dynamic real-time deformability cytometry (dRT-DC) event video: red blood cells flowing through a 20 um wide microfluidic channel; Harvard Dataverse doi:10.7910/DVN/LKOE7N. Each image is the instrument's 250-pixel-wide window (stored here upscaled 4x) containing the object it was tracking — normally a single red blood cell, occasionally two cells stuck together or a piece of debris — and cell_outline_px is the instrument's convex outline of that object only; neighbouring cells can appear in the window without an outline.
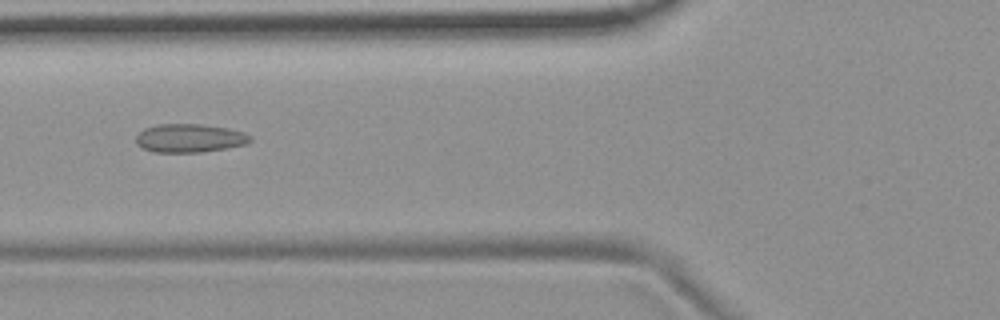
{"species": "common noctule bat (a hibernating species)", "species_latin": "Nyctalus noctula", "temperature_condition": "room temperature", "stored_images_in_passage": 33, "camera_frame_rate_fps": 3000, "um_per_image_px": 0.085, "animal": {"sex": "female", "body_mass_g": 19.9}, "frame": {"image": 1, "passage_image": 5, "time_ms": 1.333, "image_size_px": [1000, 320], "cell_outline_px": [[252, 140], [248, 144], [200, 152], [152, 152], [136, 144], [136, 136], [144, 128], [156, 124], [204, 124], [228, 128], [244, 132], [252, 136]], "centroid_in_image_um": [16.13, 11.73], "position_along_channel_um": 109.7, "area_um2": 19.07}}
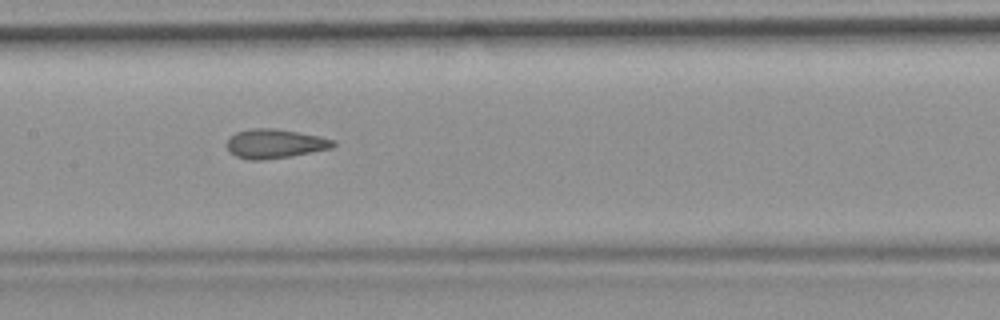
{"frame": {"image": 2, "passage_image": 11, "time_ms": 3.333, "image_size_px": [1000, 320], "cell_outline_px": [[336, 144], [332, 148], [292, 156], [264, 160], [248, 160], [236, 156], [228, 148], [228, 140], [236, 132], [252, 128], [276, 128], [320, 136], [336, 140]], "centroid_in_image_um": [23.41, 12.21], "position_along_channel_um": 184.0, "area_um2": 18.09}}
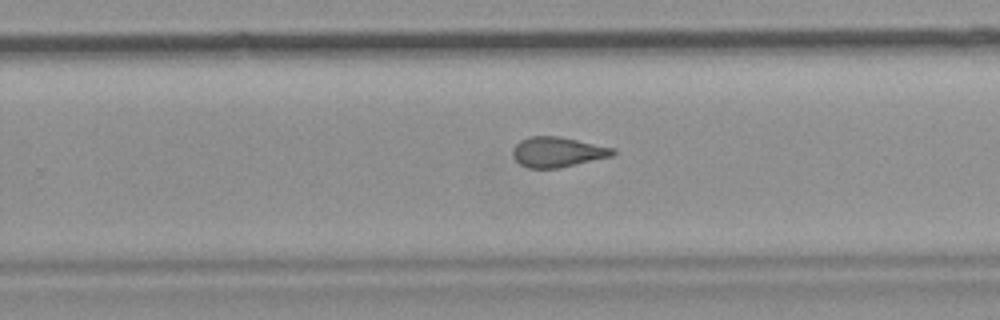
{"frame": {"image": 3, "passage_image": 19, "time_ms": 6.0, "image_size_px": [1000, 320], "cell_outline_px": [[616, 152], [612, 156], [560, 168], [528, 168], [520, 164], [512, 156], [512, 148], [520, 140], [528, 136], [556, 136], [616, 148]], "centroid_in_image_um": [47.37, 12.92], "position_along_channel_um": 282.4, "area_um2": 17.63}, "authors_computed_cell_mechanics": {"area_um2": 17.8024, "velocity_mm_per_s": 3.71, "shape_relaxation_time_tau1_ms": null, "shape_relaxation_time_tau2_ms": 1.8208, "deformation_change_tau1": null, "deformation_change_tau2": 0.1115}}